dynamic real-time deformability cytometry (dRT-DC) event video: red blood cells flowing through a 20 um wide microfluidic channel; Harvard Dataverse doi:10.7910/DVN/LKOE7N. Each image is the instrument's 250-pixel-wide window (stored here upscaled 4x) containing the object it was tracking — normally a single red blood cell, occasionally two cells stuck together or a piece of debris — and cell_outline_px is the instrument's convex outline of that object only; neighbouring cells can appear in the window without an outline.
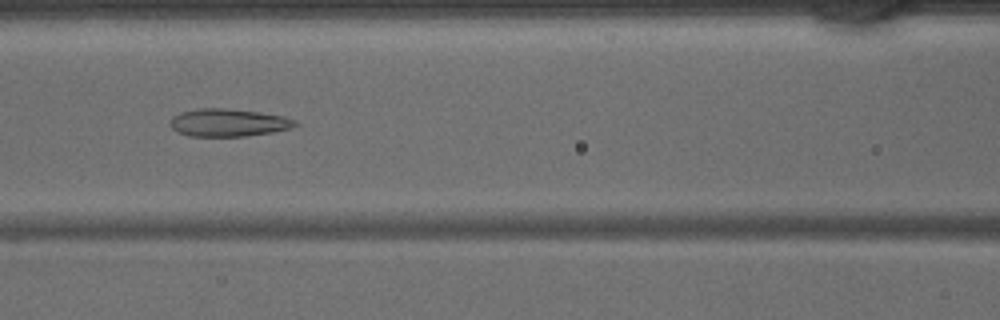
{"species": "common noctule bat (a hibernating species)", "species_latin": "Nyctalus noctula", "temperature_condition": "warm", "stored_images_in_passage": 44, "camera_frame_rate_fps": 3000, "um_per_image_px": 0.085, "animal": {"sex": "male", "body_mass_g": 15.6}, "frame": {"image": 1, "passage_image": 19, "time_ms": 6.0, "image_size_px": [1000, 320], "cell_outline_px": [[300, 124], [292, 128], [272, 132], [244, 136], [188, 136], [176, 132], [172, 128], [172, 116], [180, 112], [196, 108], [224, 108], [256, 112], [284, 116], [296, 120]], "centroid_in_image_um": [19.42, 10.42], "position_along_channel_um": 147.2, "area_um2": 20.17}}
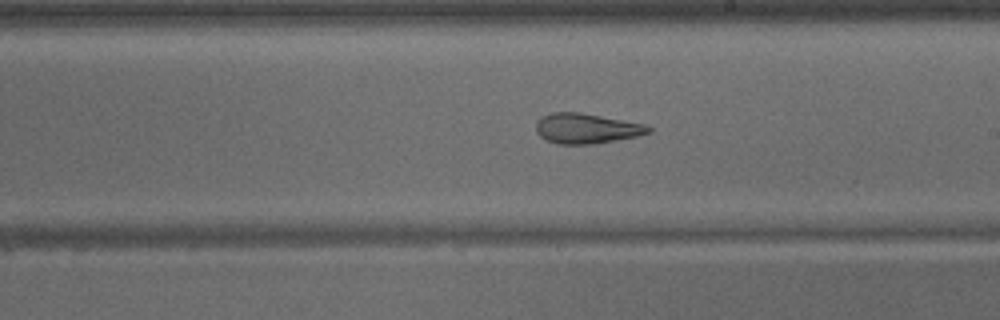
{"frame": {"image": 2, "passage_image": 25, "time_ms": 8.0, "image_size_px": [1000, 320], "cell_outline_px": [[652, 132], [640, 136], [588, 144], [556, 144], [540, 136], [536, 132], [536, 120], [552, 112], [580, 112], [644, 124], [652, 128]], "centroid_in_image_um": [49.85, 10.91], "position_along_channel_um": 239.2, "area_um2": 19.65}}
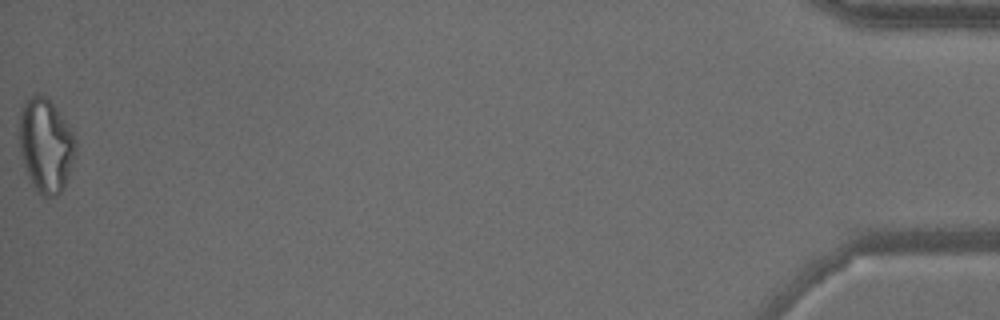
{"frame": {"image": 3, "passage_image": 44, "time_ms": 14.333, "image_size_px": [1000, 320], "cell_outline_px": [[76, 148], [64, 184], [60, 192], [56, 196], [44, 196], [36, 192], [24, 168], [20, 152], [20, 108], [24, 100], [40, 92], [48, 96], [72, 132]], "centroid_in_image_um": [3.84, 12.31], "position_along_channel_um": 431.4, "area_um2": 30.52}}